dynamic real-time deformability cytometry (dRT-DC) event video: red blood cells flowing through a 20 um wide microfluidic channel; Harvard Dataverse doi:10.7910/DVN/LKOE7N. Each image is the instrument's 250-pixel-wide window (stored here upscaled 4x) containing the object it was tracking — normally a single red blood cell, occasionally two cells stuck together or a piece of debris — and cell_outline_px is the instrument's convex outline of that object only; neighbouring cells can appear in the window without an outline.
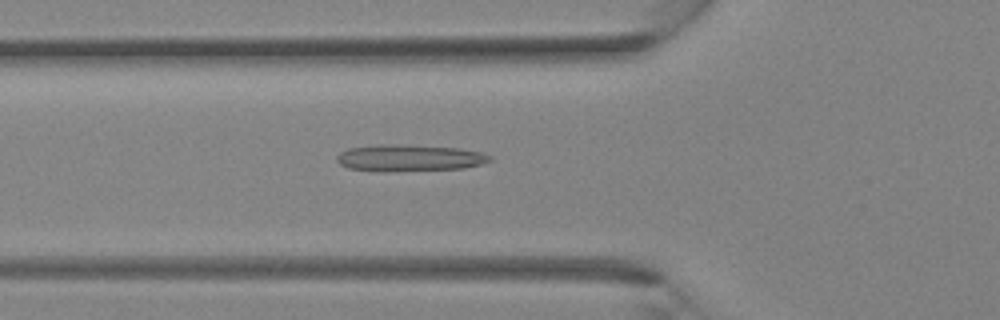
{"species": "Egyptian fruit bat (a non-hibernating species)", "species_latin": "Rousettus aegyptiacus", "temperature_condition": "room temperature", "stored_images_in_passage": 35, "camera_frame_rate_fps": 3000, "um_per_image_px": 0.085, "animal": {"sex": "female"}, "frame": {"image": 1, "passage_image": 12, "time_ms": 3.667, "image_size_px": [1000, 320], "cell_outline_px": [[492, 160], [480, 164], [464, 168], [348, 168], [340, 164], [336, 160], [336, 156], [340, 152], [348, 148], [460, 148], [484, 152], [492, 156]], "centroid_in_image_um": [34.96, 13.43], "position_along_channel_um": 90.8, "area_um2": 20.52}}
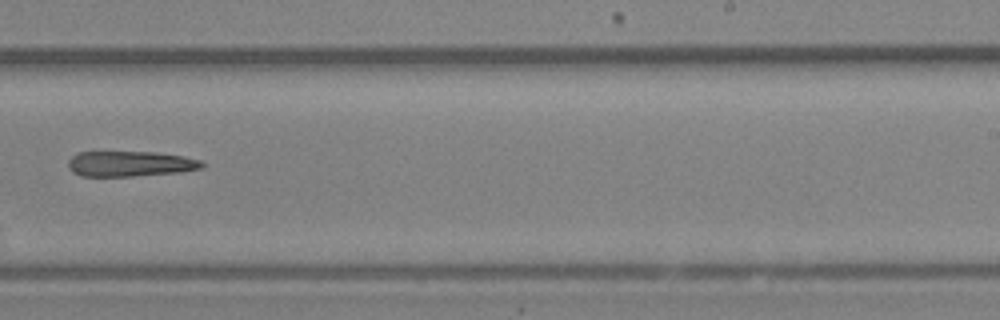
{"frame": {"image": 2, "passage_image": 22, "time_ms": 7.0, "image_size_px": [1000, 320], "cell_outline_px": [[204, 164], [200, 168], [180, 172], [132, 176], [80, 176], [72, 172], [68, 164], [68, 160], [76, 152], [156, 152], [204, 160]], "centroid_in_image_um": [11.04, 13.92], "position_along_channel_um": 278.0, "area_um2": 19.77}}
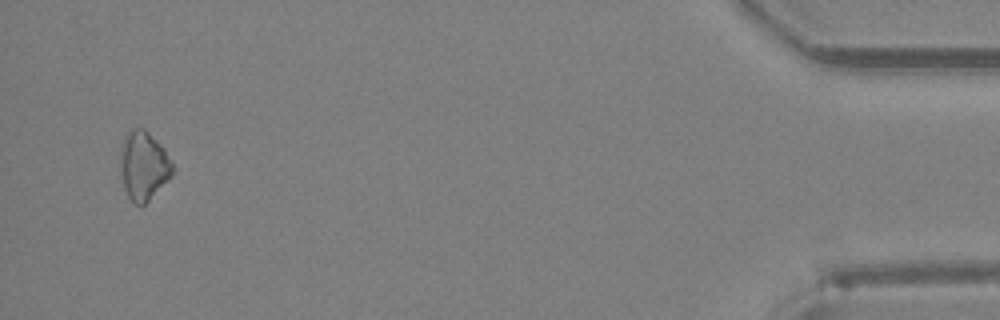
{"frame": {"image": 3, "passage_image": 34, "time_ms": 11.0, "image_size_px": [1000, 320], "cell_outline_px": [[172, 176], [140, 208], [132, 204], [124, 188], [120, 172], [120, 152], [124, 136], [128, 132], [136, 128], [144, 128], [164, 148], [172, 164]], "centroid_in_image_um": [12.17, 14.11], "position_along_channel_um": 423.0, "area_um2": 20.92}}